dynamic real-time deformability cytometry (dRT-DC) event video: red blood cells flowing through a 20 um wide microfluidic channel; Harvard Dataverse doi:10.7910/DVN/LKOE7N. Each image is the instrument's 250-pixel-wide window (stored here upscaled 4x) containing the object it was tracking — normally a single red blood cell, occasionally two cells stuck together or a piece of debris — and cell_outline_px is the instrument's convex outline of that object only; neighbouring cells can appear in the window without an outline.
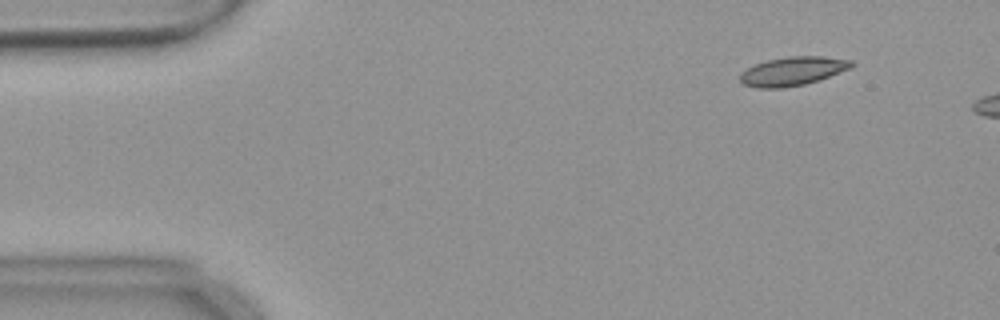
{"species": "common noctule bat (a hibernating species)", "species_latin": "Nyctalus noctula", "temperature_condition": "warm", "stored_images_in_passage": 21, "camera_frame_rate_fps": 3000, "um_per_image_px": 0.085, "animal": {"sex": "female", "body_mass_g": 18.4}, "frame": {"image": 1, "passage_image": 6, "time_ms": 1.667, "image_size_px": [1000, 320], "cell_outline_px": [[856, 64], [852, 68], [820, 80], [804, 84], [784, 88], [756, 88], [740, 84], [740, 72], [752, 64], [768, 60], [788, 56], [824, 56], [852, 60]], "centroid_in_image_um": [67.37, 6.05], "position_along_channel_um": 17.6, "area_um2": 19.13}}
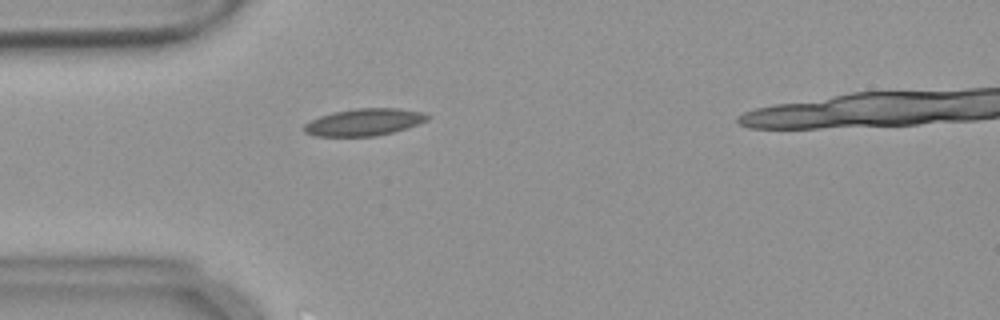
{"frame": {"image": 2, "passage_image": 16, "time_ms": 5.0, "image_size_px": [1000, 320], "cell_outline_px": [[432, 116], [428, 120], [408, 128], [376, 136], [312, 136], [304, 132], [304, 124], [320, 116], [332, 112], [356, 108], [400, 108], [424, 112]], "centroid_in_image_um": [30.99, 10.37], "position_along_channel_um": 54.0, "area_um2": 19.65}}